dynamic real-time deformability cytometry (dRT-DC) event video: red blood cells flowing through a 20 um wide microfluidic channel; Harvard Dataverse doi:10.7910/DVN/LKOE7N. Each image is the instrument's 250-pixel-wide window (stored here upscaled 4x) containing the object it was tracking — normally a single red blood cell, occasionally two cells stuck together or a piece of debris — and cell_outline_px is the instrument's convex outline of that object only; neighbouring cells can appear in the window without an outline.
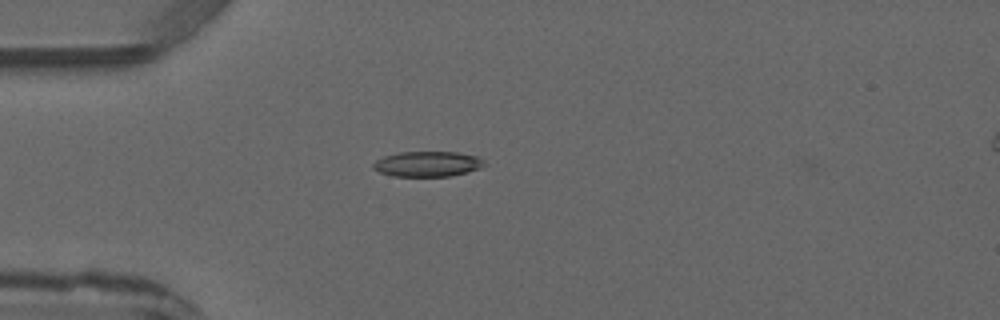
{"species": "common noctule bat (a hibernating species)", "species_latin": "Nyctalus noctula", "temperature_condition": "warm", "stored_images_in_passage": 5, "camera_frame_rate_fps": 3000, "um_per_image_px": 0.085, "animal": {"sex": "male", "forearm_length_mm": 52.5}, "frame": {"image": 1, "passage_image": 4, "time_ms": 4.0, "image_size_px": [1000, 320], "cell_outline_px": [[484, 164], [480, 168], [468, 172], [452, 176], [392, 176], [380, 172], [372, 168], [372, 164], [376, 160], [384, 156], [400, 152], [456, 152], [476, 156], [484, 160]], "centroid_in_image_um": [36.32, 13.94], "position_along_channel_um": 48.7, "area_um2": 16.36}}